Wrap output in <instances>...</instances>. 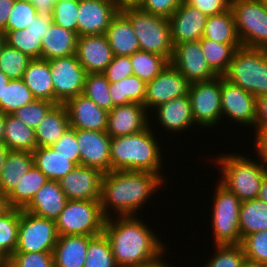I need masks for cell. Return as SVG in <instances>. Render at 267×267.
Listing matches in <instances>:
<instances>
[{
	"mask_svg": "<svg viewBox=\"0 0 267 267\" xmlns=\"http://www.w3.org/2000/svg\"><path fill=\"white\" fill-rule=\"evenodd\" d=\"M214 185L211 226L214 245L241 244L239 212L242 201L218 180Z\"/></svg>",
	"mask_w": 267,
	"mask_h": 267,
	"instance_id": "7",
	"label": "cell"
},
{
	"mask_svg": "<svg viewBox=\"0 0 267 267\" xmlns=\"http://www.w3.org/2000/svg\"><path fill=\"white\" fill-rule=\"evenodd\" d=\"M138 267H150V263H147V264L144 265V266H138Z\"/></svg>",
	"mask_w": 267,
	"mask_h": 267,
	"instance_id": "73",
	"label": "cell"
},
{
	"mask_svg": "<svg viewBox=\"0 0 267 267\" xmlns=\"http://www.w3.org/2000/svg\"><path fill=\"white\" fill-rule=\"evenodd\" d=\"M242 154L221 152V155L211 158V161L215 163V167L220 166L219 174L222 177H218L219 182L243 202L258 197L261 182L267 172L261 157L253 159Z\"/></svg>",
	"mask_w": 267,
	"mask_h": 267,
	"instance_id": "4",
	"label": "cell"
},
{
	"mask_svg": "<svg viewBox=\"0 0 267 267\" xmlns=\"http://www.w3.org/2000/svg\"><path fill=\"white\" fill-rule=\"evenodd\" d=\"M3 144L10 151L33 152L37 148L35 131L12 114H7Z\"/></svg>",
	"mask_w": 267,
	"mask_h": 267,
	"instance_id": "35",
	"label": "cell"
},
{
	"mask_svg": "<svg viewBox=\"0 0 267 267\" xmlns=\"http://www.w3.org/2000/svg\"><path fill=\"white\" fill-rule=\"evenodd\" d=\"M76 32L51 24L42 38V59L51 60L76 54Z\"/></svg>",
	"mask_w": 267,
	"mask_h": 267,
	"instance_id": "28",
	"label": "cell"
},
{
	"mask_svg": "<svg viewBox=\"0 0 267 267\" xmlns=\"http://www.w3.org/2000/svg\"><path fill=\"white\" fill-rule=\"evenodd\" d=\"M55 152L69 157L70 161L80 165V151L76 139V129L68 127L56 143L50 146Z\"/></svg>",
	"mask_w": 267,
	"mask_h": 267,
	"instance_id": "51",
	"label": "cell"
},
{
	"mask_svg": "<svg viewBox=\"0 0 267 267\" xmlns=\"http://www.w3.org/2000/svg\"><path fill=\"white\" fill-rule=\"evenodd\" d=\"M113 107L139 103L144 105L146 83L139 77L132 75L109 84Z\"/></svg>",
	"mask_w": 267,
	"mask_h": 267,
	"instance_id": "37",
	"label": "cell"
},
{
	"mask_svg": "<svg viewBox=\"0 0 267 267\" xmlns=\"http://www.w3.org/2000/svg\"><path fill=\"white\" fill-rule=\"evenodd\" d=\"M84 267H118L110 243L104 233L89 241Z\"/></svg>",
	"mask_w": 267,
	"mask_h": 267,
	"instance_id": "44",
	"label": "cell"
},
{
	"mask_svg": "<svg viewBox=\"0 0 267 267\" xmlns=\"http://www.w3.org/2000/svg\"><path fill=\"white\" fill-rule=\"evenodd\" d=\"M144 222L137 215L105 219L103 233L118 267L144 266L167 251V245Z\"/></svg>",
	"mask_w": 267,
	"mask_h": 267,
	"instance_id": "1",
	"label": "cell"
},
{
	"mask_svg": "<svg viewBox=\"0 0 267 267\" xmlns=\"http://www.w3.org/2000/svg\"><path fill=\"white\" fill-rule=\"evenodd\" d=\"M258 157H261L265 162L266 172H267V155H257Z\"/></svg>",
	"mask_w": 267,
	"mask_h": 267,
	"instance_id": "68",
	"label": "cell"
},
{
	"mask_svg": "<svg viewBox=\"0 0 267 267\" xmlns=\"http://www.w3.org/2000/svg\"><path fill=\"white\" fill-rule=\"evenodd\" d=\"M76 57L86 73H103L114 55L105 34L79 36Z\"/></svg>",
	"mask_w": 267,
	"mask_h": 267,
	"instance_id": "21",
	"label": "cell"
},
{
	"mask_svg": "<svg viewBox=\"0 0 267 267\" xmlns=\"http://www.w3.org/2000/svg\"><path fill=\"white\" fill-rule=\"evenodd\" d=\"M14 3L15 0H0V31L6 28L9 14Z\"/></svg>",
	"mask_w": 267,
	"mask_h": 267,
	"instance_id": "57",
	"label": "cell"
},
{
	"mask_svg": "<svg viewBox=\"0 0 267 267\" xmlns=\"http://www.w3.org/2000/svg\"><path fill=\"white\" fill-rule=\"evenodd\" d=\"M242 267H267V263H261L246 258Z\"/></svg>",
	"mask_w": 267,
	"mask_h": 267,
	"instance_id": "65",
	"label": "cell"
},
{
	"mask_svg": "<svg viewBox=\"0 0 267 267\" xmlns=\"http://www.w3.org/2000/svg\"><path fill=\"white\" fill-rule=\"evenodd\" d=\"M164 255H166V251L165 254H161L156 260L150 262V267H171V264H168L164 259H162L164 258Z\"/></svg>",
	"mask_w": 267,
	"mask_h": 267,
	"instance_id": "61",
	"label": "cell"
},
{
	"mask_svg": "<svg viewBox=\"0 0 267 267\" xmlns=\"http://www.w3.org/2000/svg\"><path fill=\"white\" fill-rule=\"evenodd\" d=\"M22 79L35 99L54 103V88L48 60L32 59Z\"/></svg>",
	"mask_w": 267,
	"mask_h": 267,
	"instance_id": "30",
	"label": "cell"
},
{
	"mask_svg": "<svg viewBox=\"0 0 267 267\" xmlns=\"http://www.w3.org/2000/svg\"><path fill=\"white\" fill-rule=\"evenodd\" d=\"M34 164L49 180L59 181L77 165L69 157L49 147H37L33 152Z\"/></svg>",
	"mask_w": 267,
	"mask_h": 267,
	"instance_id": "33",
	"label": "cell"
},
{
	"mask_svg": "<svg viewBox=\"0 0 267 267\" xmlns=\"http://www.w3.org/2000/svg\"><path fill=\"white\" fill-rule=\"evenodd\" d=\"M4 44H5V36L4 33L0 31V50Z\"/></svg>",
	"mask_w": 267,
	"mask_h": 267,
	"instance_id": "67",
	"label": "cell"
},
{
	"mask_svg": "<svg viewBox=\"0 0 267 267\" xmlns=\"http://www.w3.org/2000/svg\"><path fill=\"white\" fill-rule=\"evenodd\" d=\"M31 60L28 55L5 43L0 50V71L10 80L22 79Z\"/></svg>",
	"mask_w": 267,
	"mask_h": 267,
	"instance_id": "43",
	"label": "cell"
},
{
	"mask_svg": "<svg viewBox=\"0 0 267 267\" xmlns=\"http://www.w3.org/2000/svg\"><path fill=\"white\" fill-rule=\"evenodd\" d=\"M58 237L56 221L20 209L18 243L14 253L53 252Z\"/></svg>",
	"mask_w": 267,
	"mask_h": 267,
	"instance_id": "10",
	"label": "cell"
},
{
	"mask_svg": "<svg viewBox=\"0 0 267 267\" xmlns=\"http://www.w3.org/2000/svg\"><path fill=\"white\" fill-rule=\"evenodd\" d=\"M10 79L0 71V112L3 113V92Z\"/></svg>",
	"mask_w": 267,
	"mask_h": 267,
	"instance_id": "59",
	"label": "cell"
},
{
	"mask_svg": "<svg viewBox=\"0 0 267 267\" xmlns=\"http://www.w3.org/2000/svg\"><path fill=\"white\" fill-rule=\"evenodd\" d=\"M222 117L252 128L256 123V97L221 76ZM225 116V117H224Z\"/></svg>",
	"mask_w": 267,
	"mask_h": 267,
	"instance_id": "13",
	"label": "cell"
},
{
	"mask_svg": "<svg viewBox=\"0 0 267 267\" xmlns=\"http://www.w3.org/2000/svg\"><path fill=\"white\" fill-rule=\"evenodd\" d=\"M55 105V103L47 100L36 99L16 110L12 115L30 128L35 129Z\"/></svg>",
	"mask_w": 267,
	"mask_h": 267,
	"instance_id": "46",
	"label": "cell"
},
{
	"mask_svg": "<svg viewBox=\"0 0 267 267\" xmlns=\"http://www.w3.org/2000/svg\"><path fill=\"white\" fill-rule=\"evenodd\" d=\"M69 125L74 129L106 131L108 112L97 106L90 98L79 94L65 104Z\"/></svg>",
	"mask_w": 267,
	"mask_h": 267,
	"instance_id": "23",
	"label": "cell"
},
{
	"mask_svg": "<svg viewBox=\"0 0 267 267\" xmlns=\"http://www.w3.org/2000/svg\"><path fill=\"white\" fill-rule=\"evenodd\" d=\"M103 174L97 168L78 165L58 182L68 200H100Z\"/></svg>",
	"mask_w": 267,
	"mask_h": 267,
	"instance_id": "18",
	"label": "cell"
},
{
	"mask_svg": "<svg viewBox=\"0 0 267 267\" xmlns=\"http://www.w3.org/2000/svg\"><path fill=\"white\" fill-rule=\"evenodd\" d=\"M189 86L188 80L169 63L158 76L146 83L144 106L149 112L162 103L186 96Z\"/></svg>",
	"mask_w": 267,
	"mask_h": 267,
	"instance_id": "15",
	"label": "cell"
},
{
	"mask_svg": "<svg viewBox=\"0 0 267 267\" xmlns=\"http://www.w3.org/2000/svg\"><path fill=\"white\" fill-rule=\"evenodd\" d=\"M33 164L32 152L9 150L0 175V193L7 196Z\"/></svg>",
	"mask_w": 267,
	"mask_h": 267,
	"instance_id": "31",
	"label": "cell"
},
{
	"mask_svg": "<svg viewBox=\"0 0 267 267\" xmlns=\"http://www.w3.org/2000/svg\"><path fill=\"white\" fill-rule=\"evenodd\" d=\"M48 180L47 176L33 164L29 171L21 176L17 186L6 196L9 207L24 209Z\"/></svg>",
	"mask_w": 267,
	"mask_h": 267,
	"instance_id": "32",
	"label": "cell"
},
{
	"mask_svg": "<svg viewBox=\"0 0 267 267\" xmlns=\"http://www.w3.org/2000/svg\"><path fill=\"white\" fill-rule=\"evenodd\" d=\"M109 84L110 82L103 73H87L83 95L90 98L100 108L109 112L113 108Z\"/></svg>",
	"mask_w": 267,
	"mask_h": 267,
	"instance_id": "41",
	"label": "cell"
},
{
	"mask_svg": "<svg viewBox=\"0 0 267 267\" xmlns=\"http://www.w3.org/2000/svg\"><path fill=\"white\" fill-rule=\"evenodd\" d=\"M120 11L130 20L140 51L150 52L172 60L174 46L168 18L154 15L139 6H125Z\"/></svg>",
	"mask_w": 267,
	"mask_h": 267,
	"instance_id": "5",
	"label": "cell"
},
{
	"mask_svg": "<svg viewBox=\"0 0 267 267\" xmlns=\"http://www.w3.org/2000/svg\"><path fill=\"white\" fill-rule=\"evenodd\" d=\"M156 116L155 122L162 126L167 133L173 135L187 131L195 122L191 111V101L189 95L174 98L168 102L162 103L154 108L151 112ZM158 119V120H157Z\"/></svg>",
	"mask_w": 267,
	"mask_h": 267,
	"instance_id": "24",
	"label": "cell"
},
{
	"mask_svg": "<svg viewBox=\"0 0 267 267\" xmlns=\"http://www.w3.org/2000/svg\"><path fill=\"white\" fill-rule=\"evenodd\" d=\"M207 16L217 15L230 8L231 0H183Z\"/></svg>",
	"mask_w": 267,
	"mask_h": 267,
	"instance_id": "54",
	"label": "cell"
},
{
	"mask_svg": "<svg viewBox=\"0 0 267 267\" xmlns=\"http://www.w3.org/2000/svg\"><path fill=\"white\" fill-rule=\"evenodd\" d=\"M16 1H26V2H31L32 0H16Z\"/></svg>",
	"mask_w": 267,
	"mask_h": 267,
	"instance_id": "74",
	"label": "cell"
},
{
	"mask_svg": "<svg viewBox=\"0 0 267 267\" xmlns=\"http://www.w3.org/2000/svg\"><path fill=\"white\" fill-rule=\"evenodd\" d=\"M170 63L190 84L210 81L218 77L208 65L199 40L176 44Z\"/></svg>",
	"mask_w": 267,
	"mask_h": 267,
	"instance_id": "14",
	"label": "cell"
},
{
	"mask_svg": "<svg viewBox=\"0 0 267 267\" xmlns=\"http://www.w3.org/2000/svg\"><path fill=\"white\" fill-rule=\"evenodd\" d=\"M63 1H73V0H55V3H57V2H63Z\"/></svg>",
	"mask_w": 267,
	"mask_h": 267,
	"instance_id": "71",
	"label": "cell"
},
{
	"mask_svg": "<svg viewBox=\"0 0 267 267\" xmlns=\"http://www.w3.org/2000/svg\"><path fill=\"white\" fill-rule=\"evenodd\" d=\"M6 260L0 255V267H2V264L5 262Z\"/></svg>",
	"mask_w": 267,
	"mask_h": 267,
	"instance_id": "70",
	"label": "cell"
},
{
	"mask_svg": "<svg viewBox=\"0 0 267 267\" xmlns=\"http://www.w3.org/2000/svg\"><path fill=\"white\" fill-rule=\"evenodd\" d=\"M31 3L39 15L52 17L55 0H32Z\"/></svg>",
	"mask_w": 267,
	"mask_h": 267,
	"instance_id": "58",
	"label": "cell"
},
{
	"mask_svg": "<svg viewBox=\"0 0 267 267\" xmlns=\"http://www.w3.org/2000/svg\"><path fill=\"white\" fill-rule=\"evenodd\" d=\"M183 0H142L138 6L151 14L169 18Z\"/></svg>",
	"mask_w": 267,
	"mask_h": 267,
	"instance_id": "53",
	"label": "cell"
},
{
	"mask_svg": "<svg viewBox=\"0 0 267 267\" xmlns=\"http://www.w3.org/2000/svg\"><path fill=\"white\" fill-rule=\"evenodd\" d=\"M2 267H15L14 265H12L8 260H6L3 264Z\"/></svg>",
	"mask_w": 267,
	"mask_h": 267,
	"instance_id": "69",
	"label": "cell"
},
{
	"mask_svg": "<svg viewBox=\"0 0 267 267\" xmlns=\"http://www.w3.org/2000/svg\"><path fill=\"white\" fill-rule=\"evenodd\" d=\"M9 208L6 196L0 193V215L6 212Z\"/></svg>",
	"mask_w": 267,
	"mask_h": 267,
	"instance_id": "66",
	"label": "cell"
},
{
	"mask_svg": "<svg viewBox=\"0 0 267 267\" xmlns=\"http://www.w3.org/2000/svg\"><path fill=\"white\" fill-rule=\"evenodd\" d=\"M214 251L203 267H242L246 259L241 244L214 245Z\"/></svg>",
	"mask_w": 267,
	"mask_h": 267,
	"instance_id": "45",
	"label": "cell"
},
{
	"mask_svg": "<svg viewBox=\"0 0 267 267\" xmlns=\"http://www.w3.org/2000/svg\"><path fill=\"white\" fill-rule=\"evenodd\" d=\"M93 237L59 235L52 252L54 267H84L89 241Z\"/></svg>",
	"mask_w": 267,
	"mask_h": 267,
	"instance_id": "26",
	"label": "cell"
},
{
	"mask_svg": "<svg viewBox=\"0 0 267 267\" xmlns=\"http://www.w3.org/2000/svg\"><path fill=\"white\" fill-rule=\"evenodd\" d=\"M208 16L184 1L168 18L173 46L202 38Z\"/></svg>",
	"mask_w": 267,
	"mask_h": 267,
	"instance_id": "22",
	"label": "cell"
},
{
	"mask_svg": "<svg viewBox=\"0 0 267 267\" xmlns=\"http://www.w3.org/2000/svg\"><path fill=\"white\" fill-rule=\"evenodd\" d=\"M36 100L23 79H13L4 87L3 113L13 114L16 110Z\"/></svg>",
	"mask_w": 267,
	"mask_h": 267,
	"instance_id": "42",
	"label": "cell"
},
{
	"mask_svg": "<svg viewBox=\"0 0 267 267\" xmlns=\"http://www.w3.org/2000/svg\"><path fill=\"white\" fill-rule=\"evenodd\" d=\"M105 219L100 200H67L56 227L59 235L97 236L103 233Z\"/></svg>",
	"mask_w": 267,
	"mask_h": 267,
	"instance_id": "8",
	"label": "cell"
},
{
	"mask_svg": "<svg viewBox=\"0 0 267 267\" xmlns=\"http://www.w3.org/2000/svg\"><path fill=\"white\" fill-rule=\"evenodd\" d=\"M8 261L15 267H54L52 252L13 253Z\"/></svg>",
	"mask_w": 267,
	"mask_h": 267,
	"instance_id": "50",
	"label": "cell"
},
{
	"mask_svg": "<svg viewBox=\"0 0 267 267\" xmlns=\"http://www.w3.org/2000/svg\"><path fill=\"white\" fill-rule=\"evenodd\" d=\"M52 23V17L38 14L24 30L2 31L5 43L31 59H42V38Z\"/></svg>",
	"mask_w": 267,
	"mask_h": 267,
	"instance_id": "20",
	"label": "cell"
},
{
	"mask_svg": "<svg viewBox=\"0 0 267 267\" xmlns=\"http://www.w3.org/2000/svg\"><path fill=\"white\" fill-rule=\"evenodd\" d=\"M199 41L208 65L218 76H223L227 72L235 50L242 46L219 43L203 37Z\"/></svg>",
	"mask_w": 267,
	"mask_h": 267,
	"instance_id": "38",
	"label": "cell"
},
{
	"mask_svg": "<svg viewBox=\"0 0 267 267\" xmlns=\"http://www.w3.org/2000/svg\"><path fill=\"white\" fill-rule=\"evenodd\" d=\"M54 88V103L65 104L69 99L83 94L86 71L76 54L48 61Z\"/></svg>",
	"mask_w": 267,
	"mask_h": 267,
	"instance_id": "12",
	"label": "cell"
},
{
	"mask_svg": "<svg viewBox=\"0 0 267 267\" xmlns=\"http://www.w3.org/2000/svg\"><path fill=\"white\" fill-rule=\"evenodd\" d=\"M230 8L242 46L267 49V9L262 0H231Z\"/></svg>",
	"mask_w": 267,
	"mask_h": 267,
	"instance_id": "9",
	"label": "cell"
},
{
	"mask_svg": "<svg viewBox=\"0 0 267 267\" xmlns=\"http://www.w3.org/2000/svg\"><path fill=\"white\" fill-rule=\"evenodd\" d=\"M241 245L246 258L267 263V230L247 235Z\"/></svg>",
	"mask_w": 267,
	"mask_h": 267,
	"instance_id": "49",
	"label": "cell"
},
{
	"mask_svg": "<svg viewBox=\"0 0 267 267\" xmlns=\"http://www.w3.org/2000/svg\"><path fill=\"white\" fill-rule=\"evenodd\" d=\"M114 1L120 8H123L125 6H138V4L142 0H114Z\"/></svg>",
	"mask_w": 267,
	"mask_h": 267,
	"instance_id": "62",
	"label": "cell"
},
{
	"mask_svg": "<svg viewBox=\"0 0 267 267\" xmlns=\"http://www.w3.org/2000/svg\"><path fill=\"white\" fill-rule=\"evenodd\" d=\"M253 135V147L256 155H267V128H255Z\"/></svg>",
	"mask_w": 267,
	"mask_h": 267,
	"instance_id": "56",
	"label": "cell"
},
{
	"mask_svg": "<svg viewBox=\"0 0 267 267\" xmlns=\"http://www.w3.org/2000/svg\"><path fill=\"white\" fill-rule=\"evenodd\" d=\"M262 2L264 3V6H265L266 9H267V0H262Z\"/></svg>",
	"mask_w": 267,
	"mask_h": 267,
	"instance_id": "72",
	"label": "cell"
},
{
	"mask_svg": "<svg viewBox=\"0 0 267 267\" xmlns=\"http://www.w3.org/2000/svg\"><path fill=\"white\" fill-rule=\"evenodd\" d=\"M70 127L64 104L55 105L34 129L37 147H49Z\"/></svg>",
	"mask_w": 267,
	"mask_h": 267,
	"instance_id": "29",
	"label": "cell"
},
{
	"mask_svg": "<svg viewBox=\"0 0 267 267\" xmlns=\"http://www.w3.org/2000/svg\"><path fill=\"white\" fill-rule=\"evenodd\" d=\"M80 151V165L99 169L102 173L111 171V137L106 131L76 129Z\"/></svg>",
	"mask_w": 267,
	"mask_h": 267,
	"instance_id": "17",
	"label": "cell"
},
{
	"mask_svg": "<svg viewBox=\"0 0 267 267\" xmlns=\"http://www.w3.org/2000/svg\"><path fill=\"white\" fill-rule=\"evenodd\" d=\"M6 114L0 112V144H3L5 133Z\"/></svg>",
	"mask_w": 267,
	"mask_h": 267,
	"instance_id": "64",
	"label": "cell"
},
{
	"mask_svg": "<svg viewBox=\"0 0 267 267\" xmlns=\"http://www.w3.org/2000/svg\"><path fill=\"white\" fill-rule=\"evenodd\" d=\"M195 124L213 128L221 124V76L205 82L191 83L188 90ZM218 124V125H217Z\"/></svg>",
	"mask_w": 267,
	"mask_h": 267,
	"instance_id": "11",
	"label": "cell"
},
{
	"mask_svg": "<svg viewBox=\"0 0 267 267\" xmlns=\"http://www.w3.org/2000/svg\"><path fill=\"white\" fill-rule=\"evenodd\" d=\"M165 179L147 171H110L101 181V211L105 218L135 216L165 186ZM161 187V188H160ZM113 213V214H112ZM116 214V215H115Z\"/></svg>",
	"mask_w": 267,
	"mask_h": 267,
	"instance_id": "2",
	"label": "cell"
},
{
	"mask_svg": "<svg viewBox=\"0 0 267 267\" xmlns=\"http://www.w3.org/2000/svg\"><path fill=\"white\" fill-rule=\"evenodd\" d=\"M110 83L121 81L133 75V66L130 56H114L111 63L103 72Z\"/></svg>",
	"mask_w": 267,
	"mask_h": 267,
	"instance_id": "52",
	"label": "cell"
},
{
	"mask_svg": "<svg viewBox=\"0 0 267 267\" xmlns=\"http://www.w3.org/2000/svg\"><path fill=\"white\" fill-rule=\"evenodd\" d=\"M241 241L249 234L267 230V203L256 198L243 201L239 212Z\"/></svg>",
	"mask_w": 267,
	"mask_h": 267,
	"instance_id": "36",
	"label": "cell"
},
{
	"mask_svg": "<svg viewBox=\"0 0 267 267\" xmlns=\"http://www.w3.org/2000/svg\"><path fill=\"white\" fill-rule=\"evenodd\" d=\"M223 77L255 97L267 94V49H236Z\"/></svg>",
	"mask_w": 267,
	"mask_h": 267,
	"instance_id": "6",
	"label": "cell"
},
{
	"mask_svg": "<svg viewBox=\"0 0 267 267\" xmlns=\"http://www.w3.org/2000/svg\"><path fill=\"white\" fill-rule=\"evenodd\" d=\"M20 209L10 207L0 215V255L9 260L18 243Z\"/></svg>",
	"mask_w": 267,
	"mask_h": 267,
	"instance_id": "39",
	"label": "cell"
},
{
	"mask_svg": "<svg viewBox=\"0 0 267 267\" xmlns=\"http://www.w3.org/2000/svg\"><path fill=\"white\" fill-rule=\"evenodd\" d=\"M79 0L57 2L53 6L52 22L77 33Z\"/></svg>",
	"mask_w": 267,
	"mask_h": 267,
	"instance_id": "48",
	"label": "cell"
},
{
	"mask_svg": "<svg viewBox=\"0 0 267 267\" xmlns=\"http://www.w3.org/2000/svg\"><path fill=\"white\" fill-rule=\"evenodd\" d=\"M203 38L225 44H241L231 8L223 13L208 16Z\"/></svg>",
	"mask_w": 267,
	"mask_h": 267,
	"instance_id": "34",
	"label": "cell"
},
{
	"mask_svg": "<svg viewBox=\"0 0 267 267\" xmlns=\"http://www.w3.org/2000/svg\"><path fill=\"white\" fill-rule=\"evenodd\" d=\"M150 116L143 104L114 106L107 115L106 132L111 138L141 132L150 125Z\"/></svg>",
	"mask_w": 267,
	"mask_h": 267,
	"instance_id": "19",
	"label": "cell"
},
{
	"mask_svg": "<svg viewBox=\"0 0 267 267\" xmlns=\"http://www.w3.org/2000/svg\"><path fill=\"white\" fill-rule=\"evenodd\" d=\"M151 125L155 124L135 134L111 138V171H147L164 179L163 152Z\"/></svg>",
	"mask_w": 267,
	"mask_h": 267,
	"instance_id": "3",
	"label": "cell"
},
{
	"mask_svg": "<svg viewBox=\"0 0 267 267\" xmlns=\"http://www.w3.org/2000/svg\"><path fill=\"white\" fill-rule=\"evenodd\" d=\"M257 198L267 203V174L261 182Z\"/></svg>",
	"mask_w": 267,
	"mask_h": 267,
	"instance_id": "60",
	"label": "cell"
},
{
	"mask_svg": "<svg viewBox=\"0 0 267 267\" xmlns=\"http://www.w3.org/2000/svg\"><path fill=\"white\" fill-rule=\"evenodd\" d=\"M8 152L7 147L4 144H0V175Z\"/></svg>",
	"mask_w": 267,
	"mask_h": 267,
	"instance_id": "63",
	"label": "cell"
},
{
	"mask_svg": "<svg viewBox=\"0 0 267 267\" xmlns=\"http://www.w3.org/2000/svg\"><path fill=\"white\" fill-rule=\"evenodd\" d=\"M58 181L48 180L35 194L24 210L56 221L67 202Z\"/></svg>",
	"mask_w": 267,
	"mask_h": 267,
	"instance_id": "25",
	"label": "cell"
},
{
	"mask_svg": "<svg viewBox=\"0 0 267 267\" xmlns=\"http://www.w3.org/2000/svg\"><path fill=\"white\" fill-rule=\"evenodd\" d=\"M130 60L133 66V75L145 83L153 80L170 63L165 57L145 51L135 52L130 55Z\"/></svg>",
	"mask_w": 267,
	"mask_h": 267,
	"instance_id": "40",
	"label": "cell"
},
{
	"mask_svg": "<svg viewBox=\"0 0 267 267\" xmlns=\"http://www.w3.org/2000/svg\"><path fill=\"white\" fill-rule=\"evenodd\" d=\"M37 15L38 12L31 2L15 0L6 28L3 31L24 30Z\"/></svg>",
	"mask_w": 267,
	"mask_h": 267,
	"instance_id": "47",
	"label": "cell"
},
{
	"mask_svg": "<svg viewBox=\"0 0 267 267\" xmlns=\"http://www.w3.org/2000/svg\"><path fill=\"white\" fill-rule=\"evenodd\" d=\"M120 11L114 0H79L77 35L105 34Z\"/></svg>",
	"mask_w": 267,
	"mask_h": 267,
	"instance_id": "16",
	"label": "cell"
},
{
	"mask_svg": "<svg viewBox=\"0 0 267 267\" xmlns=\"http://www.w3.org/2000/svg\"><path fill=\"white\" fill-rule=\"evenodd\" d=\"M114 56H130L140 45L130 20L119 11L105 33Z\"/></svg>",
	"mask_w": 267,
	"mask_h": 267,
	"instance_id": "27",
	"label": "cell"
},
{
	"mask_svg": "<svg viewBox=\"0 0 267 267\" xmlns=\"http://www.w3.org/2000/svg\"><path fill=\"white\" fill-rule=\"evenodd\" d=\"M254 128H267V94L256 97V123Z\"/></svg>",
	"mask_w": 267,
	"mask_h": 267,
	"instance_id": "55",
	"label": "cell"
}]
</instances>
